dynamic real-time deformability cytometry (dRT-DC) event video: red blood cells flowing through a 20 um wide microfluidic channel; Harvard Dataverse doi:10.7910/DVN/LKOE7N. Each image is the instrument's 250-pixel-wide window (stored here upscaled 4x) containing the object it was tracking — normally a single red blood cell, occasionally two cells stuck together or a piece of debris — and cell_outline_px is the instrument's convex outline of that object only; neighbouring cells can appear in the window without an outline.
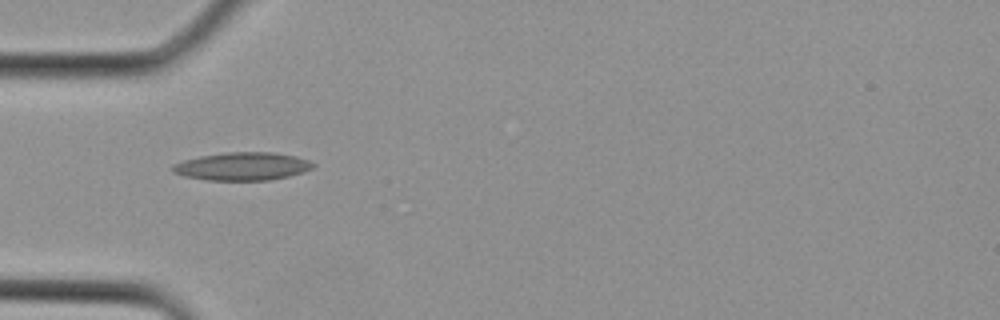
{"species": "Egyptian fruit bat (a non-hibernating species)", "species_latin": "Rousettus aegyptiacus", "temperature_condition": "cold", "stored_images_in_passage": 1, "camera_frame_rate_fps": 3000, "um_per_image_px": 0.085, "animal": {"sex": "female"}, "frame": {"image": 1, "passage_image": 1, "time_ms": 0.0, "image_size_px": [1000, 320], "cell_outline_px": [[316, 164], [312, 168], [304, 172], [288, 176], [268, 180], [208, 180], [184, 176], [172, 172], [172, 164], [184, 160], [200, 156], [228, 152], [272, 152], [296, 156], [308, 160]], "centroid_in_image_um": [20.6, 14.13], "position_along_channel_um": 64.4, "area_um2": 22.89}}